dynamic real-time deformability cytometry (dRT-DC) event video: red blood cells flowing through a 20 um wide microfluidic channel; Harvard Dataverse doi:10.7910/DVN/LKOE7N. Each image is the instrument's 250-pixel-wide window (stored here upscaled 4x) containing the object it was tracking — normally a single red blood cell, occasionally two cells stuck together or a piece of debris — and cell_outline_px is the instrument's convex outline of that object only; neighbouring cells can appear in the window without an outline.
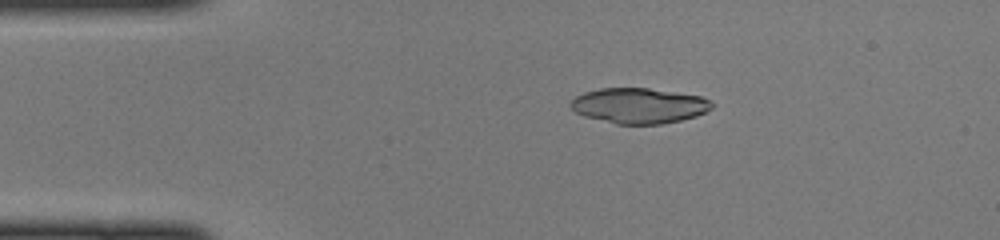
{"species": "common noctule bat (a hibernating species)", "species_latin": "Nyctalus noctula", "temperature_condition": "cold", "stored_images_in_passage": 47, "camera_frame_rate_fps": 3000, "um_per_image_px": 0.085, "animal": {"sex": "female", "body_mass_g": 22.0, "forearm_length_mm": 56.7}, "frame": {"image": 1, "passage_image": 9, "time_ms": 2.667, "image_size_px": [1000, 240], "cell_outline_px": [[716, 104], [712, 108], [696, 116], [680, 120], [660, 124], [616, 124], [584, 116], [576, 112], [568, 104], [576, 96], [584, 92], [600, 88], [648, 88], [700, 96]], "centroid_in_image_um": [54.3, 8.98], "position_along_channel_um": 30.7, "area_um2": 29.02}}